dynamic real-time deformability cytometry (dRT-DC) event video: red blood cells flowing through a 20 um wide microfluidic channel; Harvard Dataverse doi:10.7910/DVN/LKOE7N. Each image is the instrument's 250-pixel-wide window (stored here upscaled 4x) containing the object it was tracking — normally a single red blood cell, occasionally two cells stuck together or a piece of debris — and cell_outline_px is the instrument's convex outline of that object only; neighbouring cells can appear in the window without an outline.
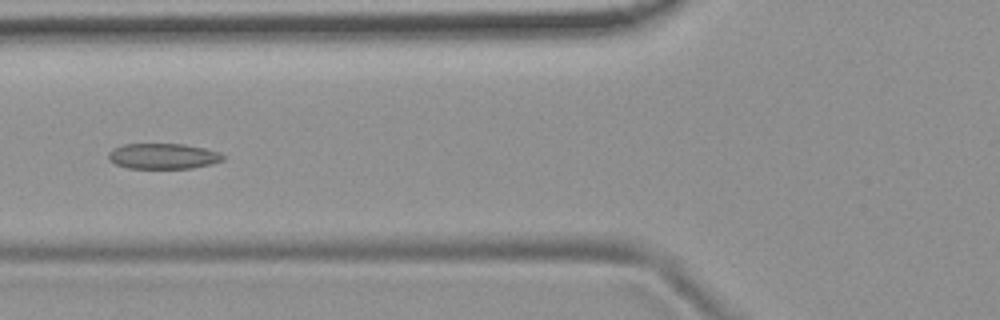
{"species": "common noctule bat (a hibernating species)", "species_latin": "Nyctalus noctula", "temperature_condition": "room temperature", "stored_images_in_passage": 9, "camera_frame_rate_fps": 3000, "um_per_image_px": 0.085, "animal": {"sex": "female", "body_mass_g": 19.9}, "frame": {"image": 1, "passage_image": 6, "time_ms": 5.667, "image_size_px": [1000, 320], "cell_outline_px": [[224, 160], [212, 164], [192, 168], [128, 168], [116, 164], [108, 160], [108, 152], [112, 148], [124, 144], [184, 144], [204, 148], [220, 152], [224, 156]], "centroid_in_image_um": [13.86, 13.27], "position_along_channel_um": 111.9, "area_um2": 17.17}}
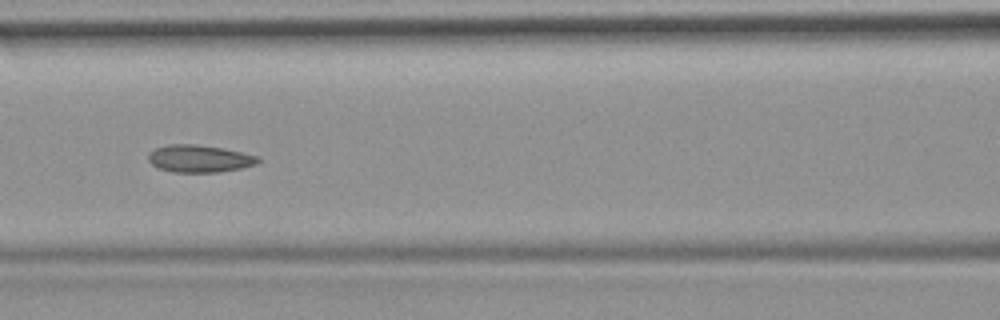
{"frame": {"image": 2, "passage_image": 7, "time_ms": 6.667, "image_size_px": [1000, 320], "cell_outline_px": [[260, 160], [256, 164], [240, 168], [220, 172], [172, 172], [156, 168], [148, 160], [148, 152], [156, 148], [168, 144], [196, 144], [224, 148], [260, 156]], "centroid_in_image_um": [16.93, 13.48], "position_along_channel_um": 149.7, "area_um2": 17.69}}